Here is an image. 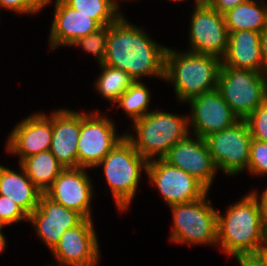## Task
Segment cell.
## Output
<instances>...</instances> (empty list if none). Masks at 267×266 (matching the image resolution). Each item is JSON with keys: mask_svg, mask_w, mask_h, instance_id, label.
I'll return each instance as SVG.
<instances>
[{"mask_svg": "<svg viewBox=\"0 0 267 266\" xmlns=\"http://www.w3.org/2000/svg\"><path fill=\"white\" fill-rule=\"evenodd\" d=\"M85 218L78 212L68 209L47 197L40 196L37 208L28 215L36 234L51 251L66 230L78 226Z\"/></svg>", "mask_w": 267, "mask_h": 266, "instance_id": "2e32d148", "label": "cell"}, {"mask_svg": "<svg viewBox=\"0 0 267 266\" xmlns=\"http://www.w3.org/2000/svg\"><path fill=\"white\" fill-rule=\"evenodd\" d=\"M205 141L217 169L226 175L235 176L248 168L252 136L246 120L209 135Z\"/></svg>", "mask_w": 267, "mask_h": 266, "instance_id": "ba28073f", "label": "cell"}, {"mask_svg": "<svg viewBox=\"0 0 267 266\" xmlns=\"http://www.w3.org/2000/svg\"><path fill=\"white\" fill-rule=\"evenodd\" d=\"M217 215V245L228 256H255L265 246V221L253 192Z\"/></svg>", "mask_w": 267, "mask_h": 266, "instance_id": "7a4b0ae2", "label": "cell"}, {"mask_svg": "<svg viewBox=\"0 0 267 266\" xmlns=\"http://www.w3.org/2000/svg\"><path fill=\"white\" fill-rule=\"evenodd\" d=\"M193 10L189 28V52L222 59L227 51L229 37L223 14L206 4H197Z\"/></svg>", "mask_w": 267, "mask_h": 266, "instance_id": "8fae6325", "label": "cell"}, {"mask_svg": "<svg viewBox=\"0 0 267 266\" xmlns=\"http://www.w3.org/2000/svg\"><path fill=\"white\" fill-rule=\"evenodd\" d=\"M132 124L137 136L127 132L125 136L147 161L153 160L155 156L163 159L172 146L191 133L188 116L166 111H150Z\"/></svg>", "mask_w": 267, "mask_h": 266, "instance_id": "277c9868", "label": "cell"}, {"mask_svg": "<svg viewBox=\"0 0 267 266\" xmlns=\"http://www.w3.org/2000/svg\"><path fill=\"white\" fill-rule=\"evenodd\" d=\"M171 1L182 2V1H185V0H171Z\"/></svg>", "mask_w": 267, "mask_h": 266, "instance_id": "60d3db41", "label": "cell"}, {"mask_svg": "<svg viewBox=\"0 0 267 266\" xmlns=\"http://www.w3.org/2000/svg\"><path fill=\"white\" fill-rule=\"evenodd\" d=\"M217 89L234 114L245 120L267 98V75L221 63Z\"/></svg>", "mask_w": 267, "mask_h": 266, "instance_id": "8992f818", "label": "cell"}, {"mask_svg": "<svg viewBox=\"0 0 267 266\" xmlns=\"http://www.w3.org/2000/svg\"><path fill=\"white\" fill-rule=\"evenodd\" d=\"M208 193L193 202L171 205L173 243L217 245V215Z\"/></svg>", "mask_w": 267, "mask_h": 266, "instance_id": "52a82bcc", "label": "cell"}, {"mask_svg": "<svg viewBox=\"0 0 267 266\" xmlns=\"http://www.w3.org/2000/svg\"><path fill=\"white\" fill-rule=\"evenodd\" d=\"M99 66L102 72L95 80V89L103 98L115 104L135 80L124 71L105 64Z\"/></svg>", "mask_w": 267, "mask_h": 266, "instance_id": "cb8c5ba5", "label": "cell"}, {"mask_svg": "<svg viewBox=\"0 0 267 266\" xmlns=\"http://www.w3.org/2000/svg\"><path fill=\"white\" fill-rule=\"evenodd\" d=\"M6 238L2 232V229L0 230V253L5 250L6 247Z\"/></svg>", "mask_w": 267, "mask_h": 266, "instance_id": "8d00e7d4", "label": "cell"}, {"mask_svg": "<svg viewBox=\"0 0 267 266\" xmlns=\"http://www.w3.org/2000/svg\"><path fill=\"white\" fill-rule=\"evenodd\" d=\"M228 33V47L221 63L231 68L264 73L260 32L240 30Z\"/></svg>", "mask_w": 267, "mask_h": 266, "instance_id": "ffe728a7", "label": "cell"}, {"mask_svg": "<svg viewBox=\"0 0 267 266\" xmlns=\"http://www.w3.org/2000/svg\"><path fill=\"white\" fill-rule=\"evenodd\" d=\"M167 48L121 15L109 25L104 64L128 73L135 81L143 76L164 80Z\"/></svg>", "mask_w": 267, "mask_h": 266, "instance_id": "6da1fadb", "label": "cell"}, {"mask_svg": "<svg viewBox=\"0 0 267 266\" xmlns=\"http://www.w3.org/2000/svg\"><path fill=\"white\" fill-rule=\"evenodd\" d=\"M193 136L189 133L177 142L163 159L170 165L187 172L210 190L217 167L205 139L198 136L192 139Z\"/></svg>", "mask_w": 267, "mask_h": 266, "instance_id": "9a60e30c", "label": "cell"}, {"mask_svg": "<svg viewBox=\"0 0 267 266\" xmlns=\"http://www.w3.org/2000/svg\"><path fill=\"white\" fill-rule=\"evenodd\" d=\"M22 220L28 221V214L10 198L0 195V223L2 226L16 224Z\"/></svg>", "mask_w": 267, "mask_h": 266, "instance_id": "f546056e", "label": "cell"}, {"mask_svg": "<svg viewBox=\"0 0 267 266\" xmlns=\"http://www.w3.org/2000/svg\"><path fill=\"white\" fill-rule=\"evenodd\" d=\"M220 66L216 56L167 48L164 80L173 83L178 101L187 102L217 88Z\"/></svg>", "mask_w": 267, "mask_h": 266, "instance_id": "3957f363", "label": "cell"}, {"mask_svg": "<svg viewBox=\"0 0 267 266\" xmlns=\"http://www.w3.org/2000/svg\"><path fill=\"white\" fill-rule=\"evenodd\" d=\"M51 1L52 0H44V8H45V6H47V4H50Z\"/></svg>", "mask_w": 267, "mask_h": 266, "instance_id": "ab89813d", "label": "cell"}, {"mask_svg": "<svg viewBox=\"0 0 267 266\" xmlns=\"http://www.w3.org/2000/svg\"><path fill=\"white\" fill-rule=\"evenodd\" d=\"M146 174L149 183L158 188L162 199L169 206L193 202L209 193L196 178L164 159L148 161Z\"/></svg>", "mask_w": 267, "mask_h": 266, "instance_id": "30bf717a", "label": "cell"}, {"mask_svg": "<svg viewBox=\"0 0 267 266\" xmlns=\"http://www.w3.org/2000/svg\"><path fill=\"white\" fill-rule=\"evenodd\" d=\"M261 55L264 65V73L267 72V26L260 32Z\"/></svg>", "mask_w": 267, "mask_h": 266, "instance_id": "d6a6232c", "label": "cell"}, {"mask_svg": "<svg viewBox=\"0 0 267 266\" xmlns=\"http://www.w3.org/2000/svg\"><path fill=\"white\" fill-rule=\"evenodd\" d=\"M150 91L141 81H135L118 99L117 107L122 108L129 118L135 121L142 118L150 111L148 106L150 103Z\"/></svg>", "mask_w": 267, "mask_h": 266, "instance_id": "484cf974", "label": "cell"}, {"mask_svg": "<svg viewBox=\"0 0 267 266\" xmlns=\"http://www.w3.org/2000/svg\"><path fill=\"white\" fill-rule=\"evenodd\" d=\"M80 113L68 109L53 112V135L49 151L65 168H78Z\"/></svg>", "mask_w": 267, "mask_h": 266, "instance_id": "d6986e66", "label": "cell"}, {"mask_svg": "<svg viewBox=\"0 0 267 266\" xmlns=\"http://www.w3.org/2000/svg\"><path fill=\"white\" fill-rule=\"evenodd\" d=\"M1 229H4V227H3L2 224L0 223V230H1Z\"/></svg>", "mask_w": 267, "mask_h": 266, "instance_id": "b9f144b4", "label": "cell"}, {"mask_svg": "<svg viewBox=\"0 0 267 266\" xmlns=\"http://www.w3.org/2000/svg\"><path fill=\"white\" fill-rule=\"evenodd\" d=\"M248 0H212L210 6L221 14L233 9L239 4L247 2Z\"/></svg>", "mask_w": 267, "mask_h": 266, "instance_id": "1f68e13d", "label": "cell"}, {"mask_svg": "<svg viewBox=\"0 0 267 266\" xmlns=\"http://www.w3.org/2000/svg\"><path fill=\"white\" fill-rule=\"evenodd\" d=\"M245 120L252 139L267 142V98Z\"/></svg>", "mask_w": 267, "mask_h": 266, "instance_id": "83f0119b", "label": "cell"}, {"mask_svg": "<svg viewBox=\"0 0 267 266\" xmlns=\"http://www.w3.org/2000/svg\"><path fill=\"white\" fill-rule=\"evenodd\" d=\"M95 113H80L78 167L94 168L125 137L116 134L113 120ZM118 135V136H117Z\"/></svg>", "mask_w": 267, "mask_h": 266, "instance_id": "9c48e42d", "label": "cell"}, {"mask_svg": "<svg viewBox=\"0 0 267 266\" xmlns=\"http://www.w3.org/2000/svg\"><path fill=\"white\" fill-rule=\"evenodd\" d=\"M0 8L33 15L44 8V0H0Z\"/></svg>", "mask_w": 267, "mask_h": 266, "instance_id": "4dcf8cb0", "label": "cell"}, {"mask_svg": "<svg viewBox=\"0 0 267 266\" xmlns=\"http://www.w3.org/2000/svg\"><path fill=\"white\" fill-rule=\"evenodd\" d=\"M265 246H267V220H265Z\"/></svg>", "mask_w": 267, "mask_h": 266, "instance_id": "f35d334b", "label": "cell"}, {"mask_svg": "<svg viewBox=\"0 0 267 266\" xmlns=\"http://www.w3.org/2000/svg\"><path fill=\"white\" fill-rule=\"evenodd\" d=\"M187 103L191 107L188 125L191 123L193 126L194 136L203 139L233 126L240 120L225 102L217 88L194 96Z\"/></svg>", "mask_w": 267, "mask_h": 266, "instance_id": "7c38bea8", "label": "cell"}, {"mask_svg": "<svg viewBox=\"0 0 267 266\" xmlns=\"http://www.w3.org/2000/svg\"><path fill=\"white\" fill-rule=\"evenodd\" d=\"M19 168L20 173L0 165V195L10 198L29 215L37 208L43 192L27 177L20 165Z\"/></svg>", "mask_w": 267, "mask_h": 266, "instance_id": "44dd1931", "label": "cell"}, {"mask_svg": "<svg viewBox=\"0 0 267 266\" xmlns=\"http://www.w3.org/2000/svg\"><path fill=\"white\" fill-rule=\"evenodd\" d=\"M51 251L59 264L56 266H98L99 242L92 219L66 230Z\"/></svg>", "mask_w": 267, "mask_h": 266, "instance_id": "4fadbf2b", "label": "cell"}, {"mask_svg": "<svg viewBox=\"0 0 267 266\" xmlns=\"http://www.w3.org/2000/svg\"><path fill=\"white\" fill-rule=\"evenodd\" d=\"M265 3L264 0L262 2L248 0L224 13L228 32L240 30L261 32L267 26V4Z\"/></svg>", "mask_w": 267, "mask_h": 266, "instance_id": "7402d4cb", "label": "cell"}, {"mask_svg": "<svg viewBox=\"0 0 267 266\" xmlns=\"http://www.w3.org/2000/svg\"><path fill=\"white\" fill-rule=\"evenodd\" d=\"M236 259L240 266H264L256 256H240Z\"/></svg>", "mask_w": 267, "mask_h": 266, "instance_id": "836d02e7", "label": "cell"}, {"mask_svg": "<svg viewBox=\"0 0 267 266\" xmlns=\"http://www.w3.org/2000/svg\"><path fill=\"white\" fill-rule=\"evenodd\" d=\"M54 7V18L49 35V50L60 46L70 47L77 39L102 27L96 20L74 10L63 0H56Z\"/></svg>", "mask_w": 267, "mask_h": 266, "instance_id": "ac0fdd59", "label": "cell"}, {"mask_svg": "<svg viewBox=\"0 0 267 266\" xmlns=\"http://www.w3.org/2000/svg\"><path fill=\"white\" fill-rule=\"evenodd\" d=\"M253 193L256 195V198L259 201L260 208L262 211L264 221L267 220V188L261 193V197L257 195V192L254 190Z\"/></svg>", "mask_w": 267, "mask_h": 266, "instance_id": "e575fe53", "label": "cell"}, {"mask_svg": "<svg viewBox=\"0 0 267 266\" xmlns=\"http://www.w3.org/2000/svg\"><path fill=\"white\" fill-rule=\"evenodd\" d=\"M194 1H195V5H197V4L209 5L212 0H194Z\"/></svg>", "mask_w": 267, "mask_h": 266, "instance_id": "74e56055", "label": "cell"}, {"mask_svg": "<svg viewBox=\"0 0 267 266\" xmlns=\"http://www.w3.org/2000/svg\"><path fill=\"white\" fill-rule=\"evenodd\" d=\"M87 168H65L44 192L54 202L80 213L85 219L91 217L93 196L92 181Z\"/></svg>", "mask_w": 267, "mask_h": 266, "instance_id": "5bb4252c", "label": "cell"}, {"mask_svg": "<svg viewBox=\"0 0 267 266\" xmlns=\"http://www.w3.org/2000/svg\"><path fill=\"white\" fill-rule=\"evenodd\" d=\"M247 170L256 176L267 174V142L252 139Z\"/></svg>", "mask_w": 267, "mask_h": 266, "instance_id": "f1b7e54d", "label": "cell"}, {"mask_svg": "<svg viewBox=\"0 0 267 266\" xmlns=\"http://www.w3.org/2000/svg\"><path fill=\"white\" fill-rule=\"evenodd\" d=\"M53 135V113H35L16 123L8 135L6 149L20 156V161L39 152L48 151Z\"/></svg>", "mask_w": 267, "mask_h": 266, "instance_id": "e0dca14e", "label": "cell"}, {"mask_svg": "<svg viewBox=\"0 0 267 266\" xmlns=\"http://www.w3.org/2000/svg\"><path fill=\"white\" fill-rule=\"evenodd\" d=\"M109 36V25L102 26L91 34L77 39L70 46L82 47L83 51L91 53L96 57L99 65L104 64Z\"/></svg>", "mask_w": 267, "mask_h": 266, "instance_id": "4316f807", "label": "cell"}, {"mask_svg": "<svg viewBox=\"0 0 267 266\" xmlns=\"http://www.w3.org/2000/svg\"><path fill=\"white\" fill-rule=\"evenodd\" d=\"M255 256L264 266H267V246H264Z\"/></svg>", "mask_w": 267, "mask_h": 266, "instance_id": "d590c367", "label": "cell"}, {"mask_svg": "<svg viewBox=\"0 0 267 266\" xmlns=\"http://www.w3.org/2000/svg\"><path fill=\"white\" fill-rule=\"evenodd\" d=\"M19 162L27 177L43 193L65 169L49 150L31 155Z\"/></svg>", "mask_w": 267, "mask_h": 266, "instance_id": "603a6c76", "label": "cell"}, {"mask_svg": "<svg viewBox=\"0 0 267 266\" xmlns=\"http://www.w3.org/2000/svg\"><path fill=\"white\" fill-rule=\"evenodd\" d=\"M148 161L126 138L120 140L97 167L104 169L105 179L111 189L118 211L124 212L134 200L141 170L146 173Z\"/></svg>", "mask_w": 267, "mask_h": 266, "instance_id": "5b68a950", "label": "cell"}, {"mask_svg": "<svg viewBox=\"0 0 267 266\" xmlns=\"http://www.w3.org/2000/svg\"><path fill=\"white\" fill-rule=\"evenodd\" d=\"M79 13L96 20L101 26L110 25L122 14L118 0H63Z\"/></svg>", "mask_w": 267, "mask_h": 266, "instance_id": "d4e9b609", "label": "cell"}]
</instances>
